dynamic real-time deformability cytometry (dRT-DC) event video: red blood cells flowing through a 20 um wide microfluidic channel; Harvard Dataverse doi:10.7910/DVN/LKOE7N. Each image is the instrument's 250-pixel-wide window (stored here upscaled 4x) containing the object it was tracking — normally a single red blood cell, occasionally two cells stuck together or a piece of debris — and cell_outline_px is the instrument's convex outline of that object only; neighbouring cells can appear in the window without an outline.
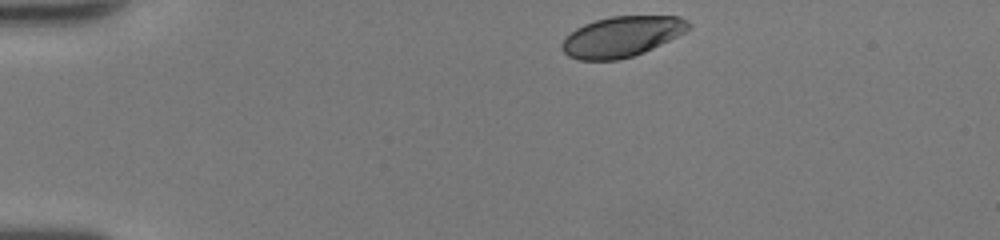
{"species": "human", "species_latin": "Homo sapiens", "temperature_condition": "room temperature", "stored_images_in_passage": 37, "camera_frame_rate_fps": 3000, "um_per_image_px": 0.085, "donor": {"sex": "female"}, "frame": {"image": 1, "passage_image": 1, "time_ms": 0.0, "image_size_px": [1000, 240], "cell_outline_px": [[692, 24], [684, 32], [644, 52], [632, 56], [616, 60], [580, 60], [568, 56], [560, 48], [560, 44], [576, 28], [584, 24], [596, 20], [612, 16], [676, 16], [688, 20]], "centroid_in_image_um": [52.83, 3.11], "position_along_channel_um": 32.2, "area_um2": 29.54}}
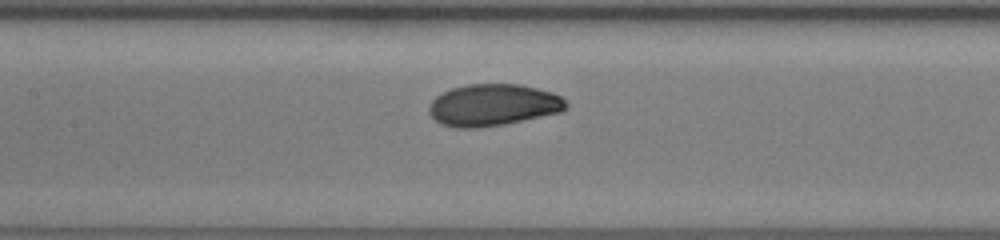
{"frame": {"image": 2, "passage_image": 16, "time_ms": 5.0, "image_size_px": [1000, 240], "cell_outline_px": [[568, 108], [560, 112], [504, 124], [480, 128], [456, 128], [440, 124], [428, 112], [428, 108], [432, 100], [436, 96], [452, 88], [468, 84], [520, 84], [552, 92], [560, 96], [568, 104]], "centroid_in_image_um": [41.9, 8.93], "position_along_channel_um": 165.5, "area_um2": 33.41}}
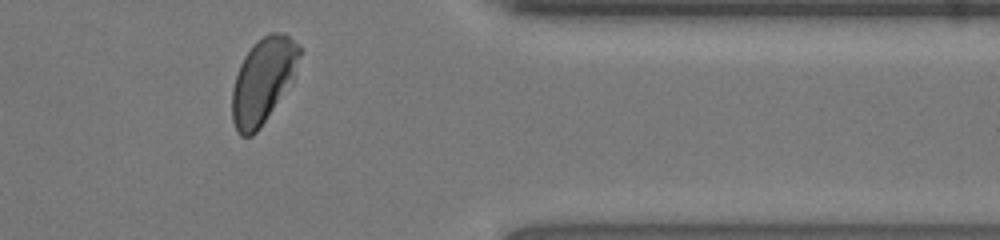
{"frame": {"image": 3, "passage_image": 33, "time_ms": 10.667, "image_size_px": [1000, 240], "cell_outline_px": [[300, 56], [292, 80], [260, 128], [252, 136], [240, 136], [236, 132], [232, 120], [232, 88], [240, 64], [244, 56], [264, 36], [272, 32], [280, 32], [288, 36], [300, 44]], "centroid_in_image_um": [22.34, 6.88], "position_along_channel_um": 389.1, "area_um2": 32.89}, "authors_computed_cell_mechanics": {"area_um2": 32.7726, "velocity_mm_per_s": 4.168, "shape_relaxation_time_tau1_ms": 2.6997, "shape_relaxation_time_tau2_ms": null, "deformation_change_tau1": 0.1347, "deformation_change_tau2": null}}